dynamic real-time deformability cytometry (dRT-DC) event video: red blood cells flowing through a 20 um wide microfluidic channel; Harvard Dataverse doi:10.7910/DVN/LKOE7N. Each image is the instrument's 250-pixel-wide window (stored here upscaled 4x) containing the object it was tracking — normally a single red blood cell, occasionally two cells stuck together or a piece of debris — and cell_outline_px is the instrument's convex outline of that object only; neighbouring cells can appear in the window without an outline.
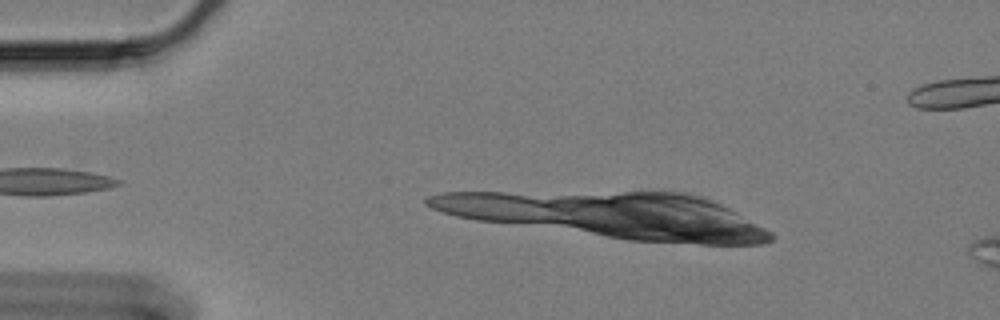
{"species": "Egyptian fruit bat (a non-hibernating species)", "species_latin": "Rousettus aegyptiacus", "temperature_condition": "cold", "stored_images_in_passage": 14, "camera_frame_rate_fps": 3000, "um_per_image_px": 0.085, "animal": {"sex": "female"}, "frame": {"image": 1, "passage_image": 7, "time_ms": 2.0, "image_size_px": [1000, 320], "cell_outline_px": [[736, 232], [708, 240], [692, 240], [620, 236], [548, 220], [552, 216], [556, 216], [660, 220], [728, 228]], "centroid_in_image_um": [54.91, 19.38], "position_along_channel_um": 30.1, "area_um2": 18.21}}